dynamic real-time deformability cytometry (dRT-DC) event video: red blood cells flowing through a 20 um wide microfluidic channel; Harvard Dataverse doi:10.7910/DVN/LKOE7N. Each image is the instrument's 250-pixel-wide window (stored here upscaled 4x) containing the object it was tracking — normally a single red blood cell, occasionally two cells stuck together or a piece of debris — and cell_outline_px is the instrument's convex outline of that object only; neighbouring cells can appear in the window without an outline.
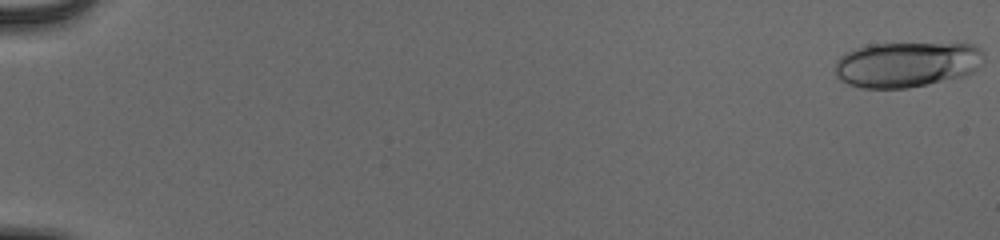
{"species": "human", "species_latin": "Homo sapiens", "temperature_condition": "cold", "stored_images_in_passage": 55, "camera_frame_rate_fps": 3000, "um_per_image_px": 0.085, "donor": {"sex": "male"}, "frame": {"image": 1, "passage_image": 1, "time_ms": 0.0, "image_size_px": [1000, 240], "cell_outline_px": [[984, 64], [972, 72], [964, 76], [928, 84], [908, 88], [864, 88], [848, 84], [840, 80], [836, 76], [836, 60], [844, 52], [868, 44], [972, 44], [980, 48], [984, 52]], "centroid_in_image_um": [77.08, 5.48], "position_along_channel_um": 7.9, "area_um2": 39.59}}
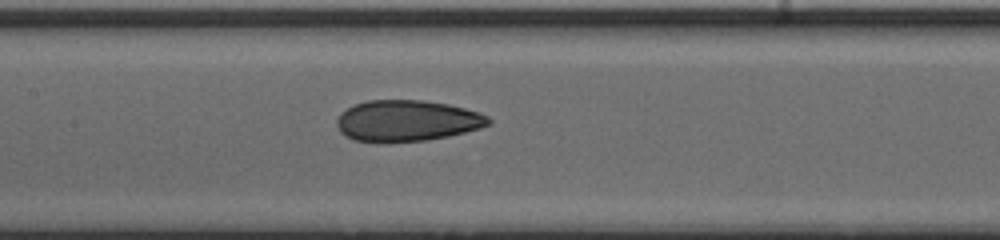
{"frame": {"image": 2, "passage_image": 29, "time_ms": 9.333, "image_size_px": [1000, 240], "cell_outline_px": [[492, 124], [480, 128], [448, 136], [428, 140], [352, 140], [344, 136], [340, 132], [336, 124], [336, 120], [340, 112], [356, 104], [368, 100], [424, 100], [448, 104], [480, 112], [488, 116], [492, 120]], "centroid_in_image_um": [34.62, 10.24], "position_along_channel_um": 172.8, "area_um2": 36.01}}
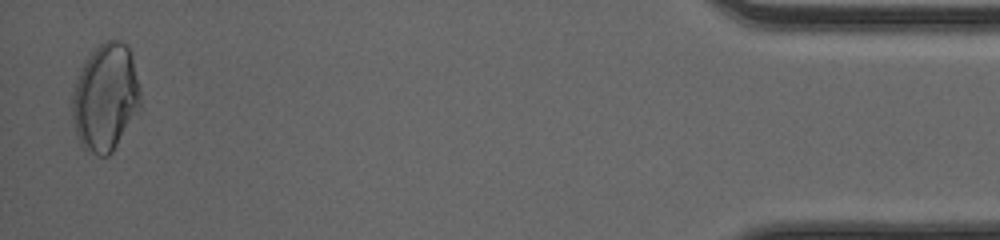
{"frame": {"image": 3, "passage_image": 54, "time_ms": 17.667, "image_size_px": [1000, 240], "cell_outline_px": [[140, 112], [112, 152], [108, 156], [96, 156], [80, 144], [76, 136], [72, 120], [72, 92], [80, 68], [88, 52], [104, 40], [120, 40], [128, 44], [132, 52], [140, 88]], "centroid_in_image_um": [8.97, 8.25], "position_along_channel_um": 426.2, "area_um2": 43.87}, "authors_computed_cell_mechanics": {"area_um2": 37.1654, "velocity_mm_per_s": 3.9208, "shape_relaxation_time_tau1_ms": null, "shape_relaxation_time_tau2_ms": 1.5939, "deformation_change_tau1": null, "deformation_change_tau2": 0.0799}}